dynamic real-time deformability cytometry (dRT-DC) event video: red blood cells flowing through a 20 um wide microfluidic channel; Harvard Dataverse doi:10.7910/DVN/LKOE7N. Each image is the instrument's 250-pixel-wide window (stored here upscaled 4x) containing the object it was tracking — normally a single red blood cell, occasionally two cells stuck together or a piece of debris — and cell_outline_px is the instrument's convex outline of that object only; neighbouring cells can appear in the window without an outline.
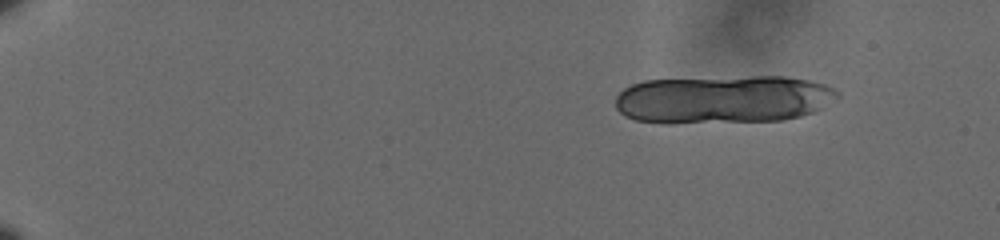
{"species": "human", "species_latin": "Homo sapiens", "temperature_condition": "cold", "stored_images_in_passage": 17, "camera_frame_rate_fps": 3000, "um_per_image_px": 0.085, "donor": {"sex": "male"}, "frame": {"image": 1, "passage_image": 1, "time_ms": 0.0, "image_size_px": [1000, 240], "cell_outline_px": [[840, 96], [820, 108], [812, 112], [800, 116], [780, 120], [672, 124], [664, 124], [636, 120], [624, 116], [616, 108], [616, 96], [624, 88], [632, 84], [644, 80], [752, 76], [784, 76], [808, 80], [824, 84], [840, 92]], "centroid_in_image_um": [61.42, 8.45], "position_along_channel_um": 23.6, "area_um2": 62.77}}